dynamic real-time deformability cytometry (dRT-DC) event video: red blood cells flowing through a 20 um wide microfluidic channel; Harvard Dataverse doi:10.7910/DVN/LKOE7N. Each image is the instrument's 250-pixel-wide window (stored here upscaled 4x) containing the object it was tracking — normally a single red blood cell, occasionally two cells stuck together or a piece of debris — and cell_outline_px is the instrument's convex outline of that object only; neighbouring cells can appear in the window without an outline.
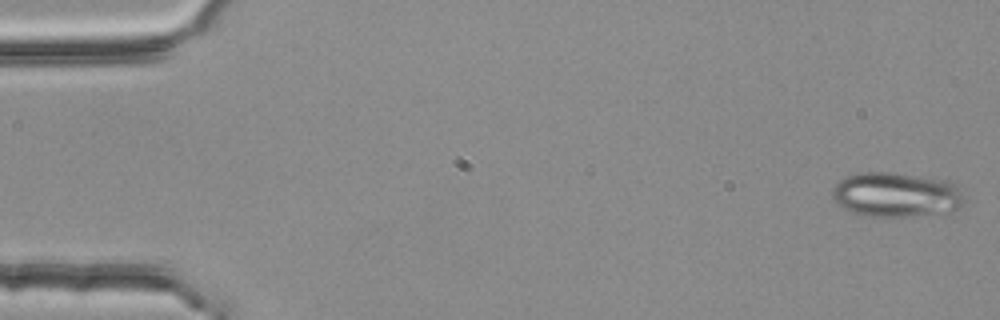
{"species": "common noctule bat (a hibernating species)", "species_latin": "Nyctalus noctula", "temperature_condition": "room temperature", "stored_images_in_passage": 5, "camera_frame_rate_fps": 3000, "um_per_image_px": 0.085, "animal": {"sex": "female", "body_mass_g": 25.1}, "frame": {"image": 1, "passage_image": 1, "time_ms": 0.0, "image_size_px": [1000, 320], "cell_outline_px": [[960, 208], [948, 212], [912, 216], [864, 216], [852, 212], [836, 204], [832, 200], [832, 188], [844, 176], [856, 172], [892, 172], [944, 180], [952, 184], [960, 192]], "centroid_in_image_um": [76.05, 16.55], "position_along_channel_um": 8.9, "area_um2": 34.1}}